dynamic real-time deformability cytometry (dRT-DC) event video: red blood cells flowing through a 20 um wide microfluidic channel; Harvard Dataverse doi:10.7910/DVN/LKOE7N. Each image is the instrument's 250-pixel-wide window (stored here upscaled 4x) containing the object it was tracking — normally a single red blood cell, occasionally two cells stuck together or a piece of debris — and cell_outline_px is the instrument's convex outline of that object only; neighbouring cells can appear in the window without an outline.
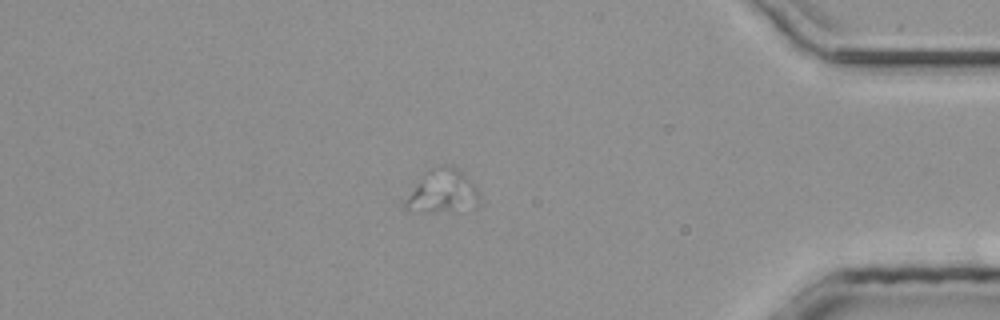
{"species": "common noctule bat (a hibernating species)", "species_latin": "Nyctalus noctula", "temperature_condition": "room temperature", "stored_images_in_passage": 39, "segment_of_instrument_passage": [2, 2], "camera_frame_rate_fps": 3000, "um_per_image_px": 0.085, "animal": {"sex": "male", "body_mass_g": 20.4}, "frame": {"image": 1, "passage_image": 34, "time_ms": 11.0, "image_size_px": [1000, 320], "cell_outline_px": [[476, 204], [432, 212], [404, 212], [404, 204], [408, 196], [424, 172], [432, 168], [456, 168], [476, 188]], "centroid_in_image_um": [37.46, 16.29], "position_along_channel_um": 397.7, "area_um2": 17.28}}